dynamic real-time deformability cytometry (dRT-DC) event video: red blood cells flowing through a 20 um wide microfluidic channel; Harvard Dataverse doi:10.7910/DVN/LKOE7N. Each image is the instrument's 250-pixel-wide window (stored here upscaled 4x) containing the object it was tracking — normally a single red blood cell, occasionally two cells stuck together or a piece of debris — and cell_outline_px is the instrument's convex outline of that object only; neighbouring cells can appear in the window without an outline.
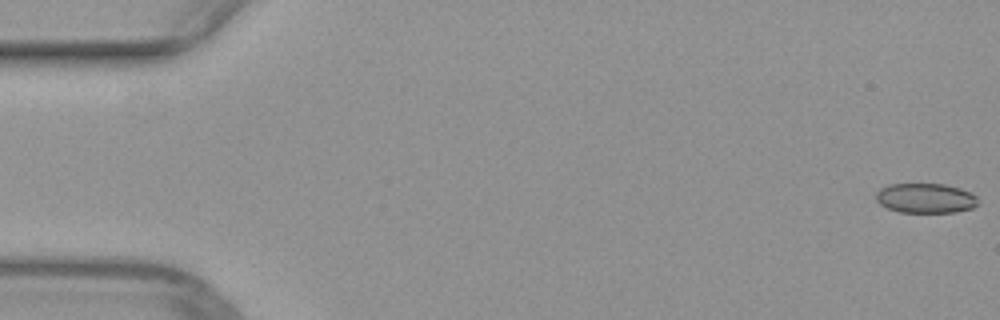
{"species": "common noctule bat (a hibernating species)", "species_latin": "Nyctalus noctula", "temperature_condition": "warm", "stored_images_in_passage": 51, "camera_frame_rate_fps": 3000, "um_per_image_px": 0.085, "animal": {"sex": "female", "body_mass_g": 29.2, "forearm_length_mm": 56.3}, "frame": {"image": 1, "passage_image": 1, "time_ms": 0.0, "image_size_px": [1000, 320], "cell_outline_px": [[976, 204], [972, 208], [956, 212], [900, 212], [888, 208], [880, 204], [876, 200], [876, 192], [880, 188], [888, 184], [944, 184], [960, 188], [972, 192], [976, 196]], "centroid_in_image_um": [78.65, 16.84], "position_along_channel_um": 6.3, "area_um2": 17.69}}
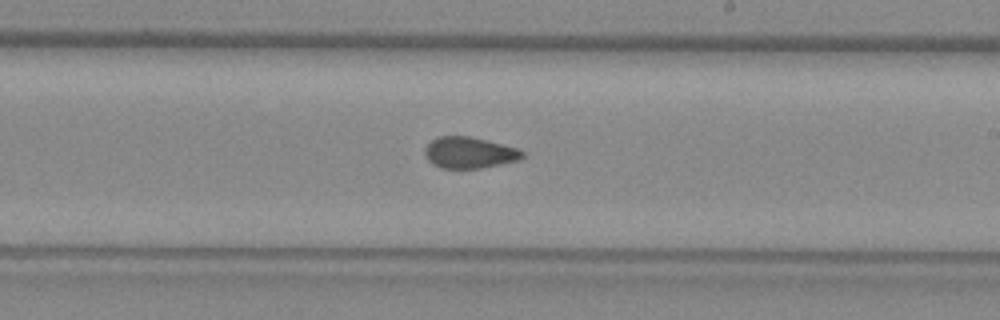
{"frame": {"image": 2, "passage_image": 30, "time_ms": 9.667, "image_size_px": [1000, 320], "cell_outline_px": [[524, 156], [520, 160], [480, 168], [440, 168], [432, 164], [428, 160], [424, 152], [424, 148], [432, 140], [440, 136], [468, 136], [516, 148], [524, 152]], "centroid_in_image_um": [39.86, 12.98], "position_along_channel_um": 249.1, "area_um2": 17.57}}
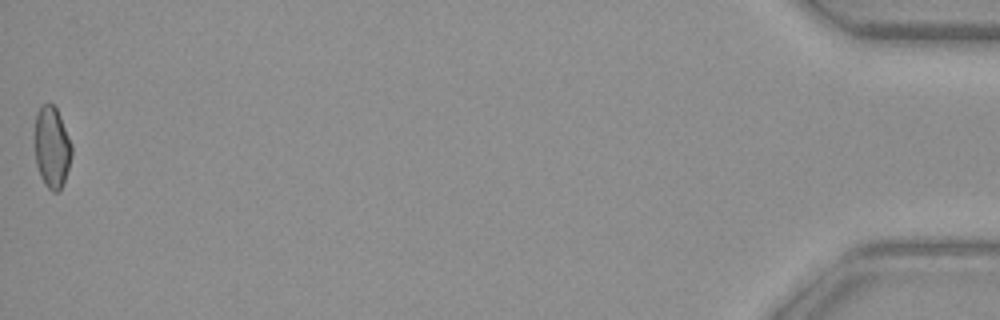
{"frame": {"image": 3, "passage_image": 51, "time_ms": 16.667, "image_size_px": [1000, 320], "cell_outline_px": [[72, 152], [68, 168], [60, 192], [52, 192], [44, 184], [40, 176], [36, 164], [36, 112], [40, 104], [52, 104], [56, 108], [60, 116], [72, 144]], "centroid_in_image_um": [4.42, 12.53], "position_along_channel_um": 430.8, "area_um2": 17.4}}